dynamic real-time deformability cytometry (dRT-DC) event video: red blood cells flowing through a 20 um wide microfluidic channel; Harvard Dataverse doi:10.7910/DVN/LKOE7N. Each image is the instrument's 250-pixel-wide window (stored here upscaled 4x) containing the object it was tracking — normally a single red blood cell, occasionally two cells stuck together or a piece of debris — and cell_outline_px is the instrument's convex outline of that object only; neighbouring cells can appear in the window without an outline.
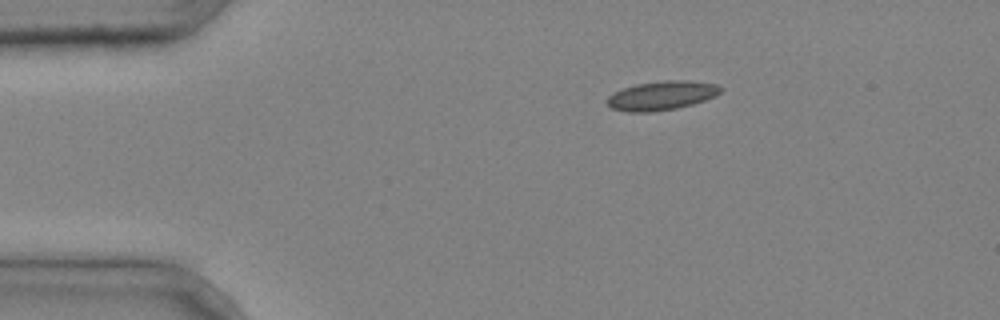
{"species": "common noctule bat (a hibernating species)", "species_latin": "Nyctalus noctula", "temperature_condition": "cold", "stored_images_in_passage": 3, "camera_frame_rate_fps": 3000, "um_per_image_px": 0.085, "animal": {"sex": "male", "body_mass_g": 20.4}, "frame": {"image": 1, "passage_image": 1, "time_ms": 0.0, "image_size_px": [1000, 320], "cell_outline_px": [[724, 88], [716, 96], [692, 104], [676, 108], [648, 112], [628, 112], [612, 108], [604, 100], [608, 96], [624, 88], [636, 84], [664, 80], [684, 80], [716, 84]], "centroid_in_image_um": [56.24, 8.12], "position_along_channel_um": 28.8, "area_um2": 19.07}}
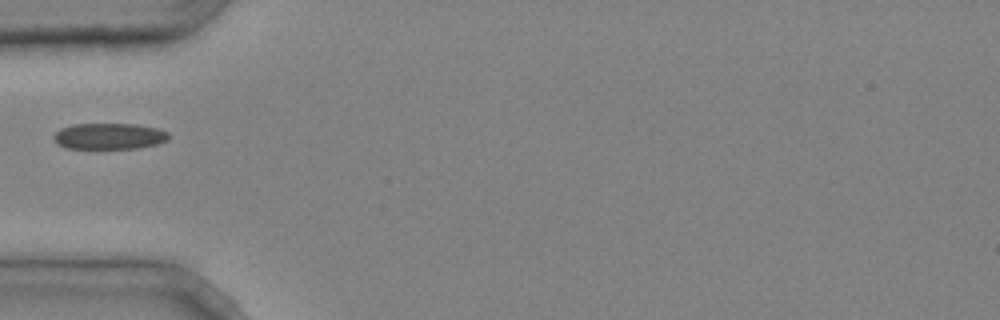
{"frame": {"image": 2, "passage_image": 3, "time_ms": 0.667, "image_size_px": [1000, 320], "cell_outline_px": [[168, 140], [156, 144], [140, 148], [68, 148], [56, 144], [52, 136], [60, 128], [72, 124], [136, 124], [156, 128], [168, 132]], "centroid_in_image_um": [9.25, 11.57], "position_along_channel_um": 75.8, "area_um2": 17.51}}